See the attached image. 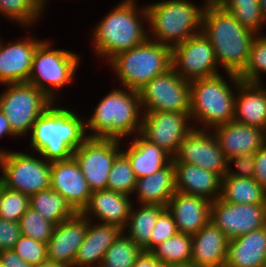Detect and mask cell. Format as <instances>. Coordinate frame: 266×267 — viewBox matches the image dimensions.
Instances as JSON below:
<instances>
[{
	"instance_id": "2e32d148",
	"label": "cell",
	"mask_w": 266,
	"mask_h": 267,
	"mask_svg": "<svg viewBox=\"0 0 266 267\" xmlns=\"http://www.w3.org/2000/svg\"><path fill=\"white\" fill-rule=\"evenodd\" d=\"M172 162L197 165L203 169L218 173L221 177L227 171V159L220 149L211 130L193 128L179 144Z\"/></svg>"
},
{
	"instance_id": "bcb514c9",
	"label": "cell",
	"mask_w": 266,
	"mask_h": 267,
	"mask_svg": "<svg viewBox=\"0 0 266 267\" xmlns=\"http://www.w3.org/2000/svg\"><path fill=\"white\" fill-rule=\"evenodd\" d=\"M0 262L3 267H34L22 260L12 249L0 251Z\"/></svg>"
},
{
	"instance_id": "f546056e",
	"label": "cell",
	"mask_w": 266,
	"mask_h": 267,
	"mask_svg": "<svg viewBox=\"0 0 266 267\" xmlns=\"http://www.w3.org/2000/svg\"><path fill=\"white\" fill-rule=\"evenodd\" d=\"M165 208L160 205L133 203L123 232L143 251L150 252V236L159 214Z\"/></svg>"
},
{
	"instance_id": "6da1fadb",
	"label": "cell",
	"mask_w": 266,
	"mask_h": 267,
	"mask_svg": "<svg viewBox=\"0 0 266 267\" xmlns=\"http://www.w3.org/2000/svg\"><path fill=\"white\" fill-rule=\"evenodd\" d=\"M71 108L52 103L35 121L29 148L46 161L68 160L88 138L85 118Z\"/></svg>"
},
{
	"instance_id": "7a4b0ae2",
	"label": "cell",
	"mask_w": 266,
	"mask_h": 267,
	"mask_svg": "<svg viewBox=\"0 0 266 267\" xmlns=\"http://www.w3.org/2000/svg\"><path fill=\"white\" fill-rule=\"evenodd\" d=\"M137 2L121 0L96 26H93L91 40L94 46H91L94 56L105 59L107 63L115 55L148 39L147 10L145 5L138 7Z\"/></svg>"
},
{
	"instance_id": "ffe728a7",
	"label": "cell",
	"mask_w": 266,
	"mask_h": 267,
	"mask_svg": "<svg viewBox=\"0 0 266 267\" xmlns=\"http://www.w3.org/2000/svg\"><path fill=\"white\" fill-rule=\"evenodd\" d=\"M228 160L234 156L254 154L266 143L265 130L230 121L211 129Z\"/></svg>"
},
{
	"instance_id": "5bb4252c",
	"label": "cell",
	"mask_w": 266,
	"mask_h": 267,
	"mask_svg": "<svg viewBox=\"0 0 266 267\" xmlns=\"http://www.w3.org/2000/svg\"><path fill=\"white\" fill-rule=\"evenodd\" d=\"M193 128L190 112L147 111L140 133L173 157Z\"/></svg>"
},
{
	"instance_id": "7c38bea8",
	"label": "cell",
	"mask_w": 266,
	"mask_h": 267,
	"mask_svg": "<svg viewBox=\"0 0 266 267\" xmlns=\"http://www.w3.org/2000/svg\"><path fill=\"white\" fill-rule=\"evenodd\" d=\"M139 94L143 112H190V82L172 68L154 77Z\"/></svg>"
},
{
	"instance_id": "9c48e42d",
	"label": "cell",
	"mask_w": 266,
	"mask_h": 267,
	"mask_svg": "<svg viewBox=\"0 0 266 267\" xmlns=\"http://www.w3.org/2000/svg\"><path fill=\"white\" fill-rule=\"evenodd\" d=\"M28 150L27 153L15 150L0 155V182L30 197L50 188L51 162Z\"/></svg>"
},
{
	"instance_id": "60d3db41",
	"label": "cell",
	"mask_w": 266,
	"mask_h": 267,
	"mask_svg": "<svg viewBox=\"0 0 266 267\" xmlns=\"http://www.w3.org/2000/svg\"><path fill=\"white\" fill-rule=\"evenodd\" d=\"M233 17L243 26L254 33L262 34L265 25L260 3L237 5L231 12Z\"/></svg>"
},
{
	"instance_id": "e0dca14e",
	"label": "cell",
	"mask_w": 266,
	"mask_h": 267,
	"mask_svg": "<svg viewBox=\"0 0 266 267\" xmlns=\"http://www.w3.org/2000/svg\"><path fill=\"white\" fill-rule=\"evenodd\" d=\"M50 188L64 197L76 213L83 211L92 193L74 157L51 162Z\"/></svg>"
},
{
	"instance_id": "44dd1931",
	"label": "cell",
	"mask_w": 266,
	"mask_h": 267,
	"mask_svg": "<svg viewBox=\"0 0 266 267\" xmlns=\"http://www.w3.org/2000/svg\"><path fill=\"white\" fill-rule=\"evenodd\" d=\"M133 199L131 196L110 190H96L91 193L88 204L81 214L90 221L126 227ZM98 219V220H97Z\"/></svg>"
},
{
	"instance_id": "db71d44e",
	"label": "cell",
	"mask_w": 266,
	"mask_h": 267,
	"mask_svg": "<svg viewBox=\"0 0 266 267\" xmlns=\"http://www.w3.org/2000/svg\"><path fill=\"white\" fill-rule=\"evenodd\" d=\"M42 1V3H43V5H44V7L46 8V10H47V4H49V3H47L49 0H41Z\"/></svg>"
},
{
	"instance_id": "8fae6325",
	"label": "cell",
	"mask_w": 266,
	"mask_h": 267,
	"mask_svg": "<svg viewBox=\"0 0 266 267\" xmlns=\"http://www.w3.org/2000/svg\"><path fill=\"white\" fill-rule=\"evenodd\" d=\"M122 147V140L88 137L74 151L73 157L92 192L107 189L110 170L116 157L122 152Z\"/></svg>"
},
{
	"instance_id": "d4e9b609",
	"label": "cell",
	"mask_w": 266,
	"mask_h": 267,
	"mask_svg": "<svg viewBox=\"0 0 266 267\" xmlns=\"http://www.w3.org/2000/svg\"><path fill=\"white\" fill-rule=\"evenodd\" d=\"M266 226L229 240L224 267H265Z\"/></svg>"
},
{
	"instance_id": "f6af8a7d",
	"label": "cell",
	"mask_w": 266,
	"mask_h": 267,
	"mask_svg": "<svg viewBox=\"0 0 266 267\" xmlns=\"http://www.w3.org/2000/svg\"><path fill=\"white\" fill-rule=\"evenodd\" d=\"M254 179L266 190V143L254 153Z\"/></svg>"
},
{
	"instance_id": "d6986e66",
	"label": "cell",
	"mask_w": 266,
	"mask_h": 267,
	"mask_svg": "<svg viewBox=\"0 0 266 267\" xmlns=\"http://www.w3.org/2000/svg\"><path fill=\"white\" fill-rule=\"evenodd\" d=\"M88 228V219L81 213L55 225L47 243L48 261L73 267L76 253L83 243Z\"/></svg>"
},
{
	"instance_id": "cb8c5ba5",
	"label": "cell",
	"mask_w": 266,
	"mask_h": 267,
	"mask_svg": "<svg viewBox=\"0 0 266 267\" xmlns=\"http://www.w3.org/2000/svg\"><path fill=\"white\" fill-rule=\"evenodd\" d=\"M122 232L119 226L88 220V228L73 267H100L106 251Z\"/></svg>"
},
{
	"instance_id": "4dcf8cb0",
	"label": "cell",
	"mask_w": 266,
	"mask_h": 267,
	"mask_svg": "<svg viewBox=\"0 0 266 267\" xmlns=\"http://www.w3.org/2000/svg\"><path fill=\"white\" fill-rule=\"evenodd\" d=\"M220 198L228 203L266 204V190L254 179L224 175Z\"/></svg>"
},
{
	"instance_id": "8992f818",
	"label": "cell",
	"mask_w": 266,
	"mask_h": 267,
	"mask_svg": "<svg viewBox=\"0 0 266 267\" xmlns=\"http://www.w3.org/2000/svg\"><path fill=\"white\" fill-rule=\"evenodd\" d=\"M208 1L201 6L189 0H161L146 5L148 38L173 48L200 34Z\"/></svg>"
},
{
	"instance_id": "b9f144b4",
	"label": "cell",
	"mask_w": 266,
	"mask_h": 267,
	"mask_svg": "<svg viewBox=\"0 0 266 267\" xmlns=\"http://www.w3.org/2000/svg\"><path fill=\"white\" fill-rule=\"evenodd\" d=\"M178 233L175 221L165 208L158 216L157 222L150 236V252L160 243L168 240Z\"/></svg>"
},
{
	"instance_id": "603a6c76",
	"label": "cell",
	"mask_w": 266,
	"mask_h": 267,
	"mask_svg": "<svg viewBox=\"0 0 266 267\" xmlns=\"http://www.w3.org/2000/svg\"><path fill=\"white\" fill-rule=\"evenodd\" d=\"M175 186L179 193L201 196L215 201L221 195L222 177L197 165L173 162Z\"/></svg>"
},
{
	"instance_id": "f1b7e54d",
	"label": "cell",
	"mask_w": 266,
	"mask_h": 267,
	"mask_svg": "<svg viewBox=\"0 0 266 267\" xmlns=\"http://www.w3.org/2000/svg\"><path fill=\"white\" fill-rule=\"evenodd\" d=\"M176 192L175 171L171 161L161 170L137 179L132 196L135 204L160 205L166 207Z\"/></svg>"
},
{
	"instance_id": "30bf717a",
	"label": "cell",
	"mask_w": 266,
	"mask_h": 267,
	"mask_svg": "<svg viewBox=\"0 0 266 267\" xmlns=\"http://www.w3.org/2000/svg\"><path fill=\"white\" fill-rule=\"evenodd\" d=\"M3 86L6 87L0 93V109L6 115L12 132L17 138L29 135L36 119L54 102L27 82Z\"/></svg>"
},
{
	"instance_id": "3957f363",
	"label": "cell",
	"mask_w": 266,
	"mask_h": 267,
	"mask_svg": "<svg viewBox=\"0 0 266 267\" xmlns=\"http://www.w3.org/2000/svg\"><path fill=\"white\" fill-rule=\"evenodd\" d=\"M201 32L210 41L223 72L239 75L248 62L257 34L243 27L214 0L206 4Z\"/></svg>"
},
{
	"instance_id": "d590c367",
	"label": "cell",
	"mask_w": 266,
	"mask_h": 267,
	"mask_svg": "<svg viewBox=\"0 0 266 267\" xmlns=\"http://www.w3.org/2000/svg\"><path fill=\"white\" fill-rule=\"evenodd\" d=\"M262 73H266V34H258L255 37L248 62L238 76L243 82L264 84L262 83Z\"/></svg>"
},
{
	"instance_id": "5b68a950",
	"label": "cell",
	"mask_w": 266,
	"mask_h": 267,
	"mask_svg": "<svg viewBox=\"0 0 266 267\" xmlns=\"http://www.w3.org/2000/svg\"><path fill=\"white\" fill-rule=\"evenodd\" d=\"M226 75L228 80L218 74L190 82V117L194 128L211 130L234 121L236 91L242 80L237 74Z\"/></svg>"
},
{
	"instance_id": "4fadbf2b",
	"label": "cell",
	"mask_w": 266,
	"mask_h": 267,
	"mask_svg": "<svg viewBox=\"0 0 266 267\" xmlns=\"http://www.w3.org/2000/svg\"><path fill=\"white\" fill-rule=\"evenodd\" d=\"M171 62L172 69L189 82L220 74L215 51L202 32L171 48Z\"/></svg>"
},
{
	"instance_id": "f907efd6",
	"label": "cell",
	"mask_w": 266,
	"mask_h": 267,
	"mask_svg": "<svg viewBox=\"0 0 266 267\" xmlns=\"http://www.w3.org/2000/svg\"><path fill=\"white\" fill-rule=\"evenodd\" d=\"M162 267H196L191 262L188 263H177V264H164Z\"/></svg>"
},
{
	"instance_id": "816d5d0a",
	"label": "cell",
	"mask_w": 266,
	"mask_h": 267,
	"mask_svg": "<svg viewBox=\"0 0 266 267\" xmlns=\"http://www.w3.org/2000/svg\"><path fill=\"white\" fill-rule=\"evenodd\" d=\"M36 267H66L61 263H56V262H51V261H46L43 264H40L39 266Z\"/></svg>"
},
{
	"instance_id": "d6a6232c",
	"label": "cell",
	"mask_w": 266,
	"mask_h": 267,
	"mask_svg": "<svg viewBox=\"0 0 266 267\" xmlns=\"http://www.w3.org/2000/svg\"><path fill=\"white\" fill-rule=\"evenodd\" d=\"M45 12L41 0H0V14L25 30L34 26Z\"/></svg>"
},
{
	"instance_id": "1f68e13d",
	"label": "cell",
	"mask_w": 266,
	"mask_h": 267,
	"mask_svg": "<svg viewBox=\"0 0 266 267\" xmlns=\"http://www.w3.org/2000/svg\"><path fill=\"white\" fill-rule=\"evenodd\" d=\"M30 207L54 225L76 214L65 198L51 188L31 195Z\"/></svg>"
},
{
	"instance_id": "ab89813d",
	"label": "cell",
	"mask_w": 266,
	"mask_h": 267,
	"mask_svg": "<svg viewBox=\"0 0 266 267\" xmlns=\"http://www.w3.org/2000/svg\"><path fill=\"white\" fill-rule=\"evenodd\" d=\"M22 260L36 267L48 261L47 244L21 235L12 249Z\"/></svg>"
},
{
	"instance_id": "e575fe53",
	"label": "cell",
	"mask_w": 266,
	"mask_h": 267,
	"mask_svg": "<svg viewBox=\"0 0 266 267\" xmlns=\"http://www.w3.org/2000/svg\"><path fill=\"white\" fill-rule=\"evenodd\" d=\"M143 250L124 232L106 251L100 267H132Z\"/></svg>"
},
{
	"instance_id": "836d02e7",
	"label": "cell",
	"mask_w": 266,
	"mask_h": 267,
	"mask_svg": "<svg viewBox=\"0 0 266 267\" xmlns=\"http://www.w3.org/2000/svg\"><path fill=\"white\" fill-rule=\"evenodd\" d=\"M151 253L163 265L191 262L192 236L178 232L173 237L157 245Z\"/></svg>"
},
{
	"instance_id": "52a82bcc",
	"label": "cell",
	"mask_w": 266,
	"mask_h": 267,
	"mask_svg": "<svg viewBox=\"0 0 266 267\" xmlns=\"http://www.w3.org/2000/svg\"><path fill=\"white\" fill-rule=\"evenodd\" d=\"M109 67L120 86L139 92L154 77L172 68L171 48L151 39L111 58Z\"/></svg>"
},
{
	"instance_id": "7402d4cb",
	"label": "cell",
	"mask_w": 266,
	"mask_h": 267,
	"mask_svg": "<svg viewBox=\"0 0 266 267\" xmlns=\"http://www.w3.org/2000/svg\"><path fill=\"white\" fill-rule=\"evenodd\" d=\"M166 209L172 215L178 232L193 236L211 219V201L201 196L175 192Z\"/></svg>"
},
{
	"instance_id": "8d00e7d4",
	"label": "cell",
	"mask_w": 266,
	"mask_h": 267,
	"mask_svg": "<svg viewBox=\"0 0 266 267\" xmlns=\"http://www.w3.org/2000/svg\"><path fill=\"white\" fill-rule=\"evenodd\" d=\"M136 181L129 159L121 152L110 170L107 190L132 196Z\"/></svg>"
},
{
	"instance_id": "83f0119b",
	"label": "cell",
	"mask_w": 266,
	"mask_h": 267,
	"mask_svg": "<svg viewBox=\"0 0 266 267\" xmlns=\"http://www.w3.org/2000/svg\"><path fill=\"white\" fill-rule=\"evenodd\" d=\"M234 121L266 128V87L241 81L238 84L234 107Z\"/></svg>"
},
{
	"instance_id": "ac0fdd59",
	"label": "cell",
	"mask_w": 266,
	"mask_h": 267,
	"mask_svg": "<svg viewBox=\"0 0 266 267\" xmlns=\"http://www.w3.org/2000/svg\"><path fill=\"white\" fill-rule=\"evenodd\" d=\"M42 41L33 34L8 44L0 39V84L28 81L33 55Z\"/></svg>"
},
{
	"instance_id": "ee69618b",
	"label": "cell",
	"mask_w": 266,
	"mask_h": 267,
	"mask_svg": "<svg viewBox=\"0 0 266 267\" xmlns=\"http://www.w3.org/2000/svg\"><path fill=\"white\" fill-rule=\"evenodd\" d=\"M21 236L20 224L0 218V251L10 250Z\"/></svg>"
},
{
	"instance_id": "c3c4849f",
	"label": "cell",
	"mask_w": 266,
	"mask_h": 267,
	"mask_svg": "<svg viewBox=\"0 0 266 267\" xmlns=\"http://www.w3.org/2000/svg\"><path fill=\"white\" fill-rule=\"evenodd\" d=\"M10 136V137H17L11 130L10 124L8 119L6 118V115L3 113V111L0 109V139L3 138V136ZM11 150H5L0 147V155L10 152Z\"/></svg>"
},
{
	"instance_id": "484cf974",
	"label": "cell",
	"mask_w": 266,
	"mask_h": 267,
	"mask_svg": "<svg viewBox=\"0 0 266 267\" xmlns=\"http://www.w3.org/2000/svg\"><path fill=\"white\" fill-rule=\"evenodd\" d=\"M229 238L211 221L192 236L191 263L196 267H224Z\"/></svg>"
},
{
	"instance_id": "9a60e30c",
	"label": "cell",
	"mask_w": 266,
	"mask_h": 267,
	"mask_svg": "<svg viewBox=\"0 0 266 267\" xmlns=\"http://www.w3.org/2000/svg\"><path fill=\"white\" fill-rule=\"evenodd\" d=\"M210 221L229 240L266 226V204H237L220 197L211 202Z\"/></svg>"
},
{
	"instance_id": "ba28073f",
	"label": "cell",
	"mask_w": 266,
	"mask_h": 267,
	"mask_svg": "<svg viewBox=\"0 0 266 267\" xmlns=\"http://www.w3.org/2000/svg\"><path fill=\"white\" fill-rule=\"evenodd\" d=\"M52 43L45 39L37 46L27 83L57 102L59 89L74 82L81 57L75 51L53 49Z\"/></svg>"
},
{
	"instance_id": "f5cc1de1",
	"label": "cell",
	"mask_w": 266,
	"mask_h": 267,
	"mask_svg": "<svg viewBox=\"0 0 266 267\" xmlns=\"http://www.w3.org/2000/svg\"><path fill=\"white\" fill-rule=\"evenodd\" d=\"M260 6H261V13L266 25V0H259Z\"/></svg>"
},
{
	"instance_id": "7bdbcfd3",
	"label": "cell",
	"mask_w": 266,
	"mask_h": 267,
	"mask_svg": "<svg viewBox=\"0 0 266 267\" xmlns=\"http://www.w3.org/2000/svg\"><path fill=\"white\" fill-rule=\"evenodd\" d=\"M232 164L236 170L232 169ZM255 160L254 154H243L234 156L227 160V171L228 176H238L244 178H254L255 173Z\"/></svg>"
},
{
	"instance_id": "7dc6e473",
	"label": "cell",
	"mask_w": 266,
	"mask_h": 267,
	"mask_svg": "<svg viewBox=\"0 0 266 267\" xmlns=\"http://www.w3.org/2000/svg\"><path fill=\"white\" fill-rule=\"evenodd\" d=\"M163 264L151 253L143 251L132 267H162Z\"/></svg>"
},
{
	"instance_id": "681fc988",
	"label": "cell",
	"mask_w": 266,
	"mask_h": 267,
	"mask_svg": "<svg viewBox=\"0 0 266 267\" xmlns=\"http://www.w3.org/2000/svg\"><path fill=\"white\" fill-rule=\"evenodd\" d=\"M223 9L231 12L237 5L247 3H259V0H214Z\"/></svg>"
},
{
	"instance_id": "4316f807",
	"label": "cell",
	"mask_w": 266,
	"mask_h": 267,
	"mask_svg": "<svg viewBox=\"0 0 266 267\" xmlns=\"http://www.w3.org/2000/svg\"><path fill=\"white\" fill-rule=\"evenodd\" d=\"M129 139L122 153L129 159L137 179L161 170L172 161V157L166 151L150 142L141 133H136Z\"/></svg>"
},
{
	"instance_id": "74e56055",
	"label": "cell",
	"mask_w": 266,
	"mask_h": 267,
	"mask_svg": "<svg viewBox=\"0 0 266 267\" xmlns=\"http://www.w3.org/2000/svg\"><path fill=\"white\" fill-rule=\"evenodd\" d=\"M29 207L30 197L28 195L8 189L0 182V218L19 223Z\"/></svg>"
},
{
	"instance_id": "f35d334b",
	"label": "cell",
	"mask_w": 266,
	"mask_h": 267,
	"mask_svg": "<svg viewBox=\"0 0 266 267\" xmlns=\"http://www.w3.org/2000/svg\"><path fill=\"white\" fill-rule=\"evenodd\" d=\"M19 224L21 235L45 244L49 242L55 226L31 207L21 217Z\"/></svg>"
},
{
	"instance_id": "277c9868",
	"label": "cell",
	"mask_w": 266,
	"mask_h": 267,
	"mask_svg": "<svg viewBox=\"0 0 266 267\" xmlns=\"http://www.w3.org/2000/svg\"><path fill=\"white\" fill-rule=\"evenodd\" d=\"M100 100L91 117H85L88 137L125 141L141 132L143 111L139 92L119 86Z\"/></svg>"
}]
</instances>
